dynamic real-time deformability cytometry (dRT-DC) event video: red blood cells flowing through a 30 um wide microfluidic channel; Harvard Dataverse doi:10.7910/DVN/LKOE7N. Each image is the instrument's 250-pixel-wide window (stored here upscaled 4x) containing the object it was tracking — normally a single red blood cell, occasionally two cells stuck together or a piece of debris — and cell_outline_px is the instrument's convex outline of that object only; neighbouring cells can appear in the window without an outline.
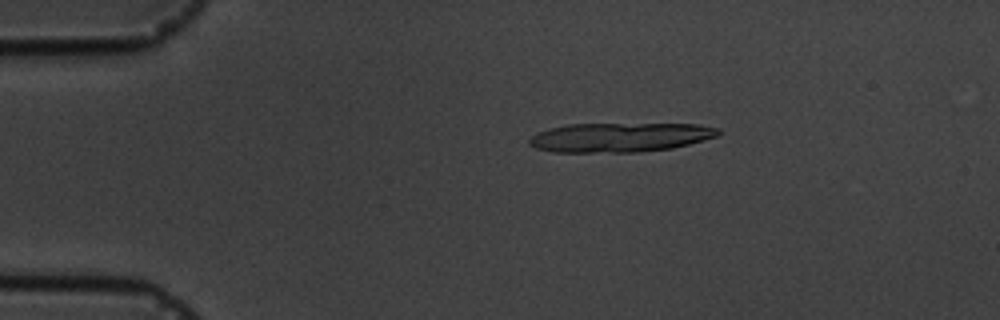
{"species": "common noctule bat (a hibernating species)", "species_latin": "Nyctalus noctula", "temperature_condition": "cold", "stored_images_in_passage": 6, "camera_frame_rate_fps": 3000, "um_per_image_px": 0.085, "animal": {"sex": "male", "body_mass_g": 19.5, "forearm_length_mm": 54.6}, "frame": {"image": 1, "passage_image": 3, "time_ms": 2.333, "image_size_px": [1000, 320], "cell_outline_px": [[720, 132], [716, 136], [688, 144], [672, 148], [640, 152], [552, 152], [536, 148], [528, 144], [528, 140], [532, 136], [540, 132], [552, 128], [568, 124], [700, 124], [720, 128]], "centroid_in_image_um": [52.7, 11.67], "position_along_channel_um": 32.3, "area_um2": 32.14}}